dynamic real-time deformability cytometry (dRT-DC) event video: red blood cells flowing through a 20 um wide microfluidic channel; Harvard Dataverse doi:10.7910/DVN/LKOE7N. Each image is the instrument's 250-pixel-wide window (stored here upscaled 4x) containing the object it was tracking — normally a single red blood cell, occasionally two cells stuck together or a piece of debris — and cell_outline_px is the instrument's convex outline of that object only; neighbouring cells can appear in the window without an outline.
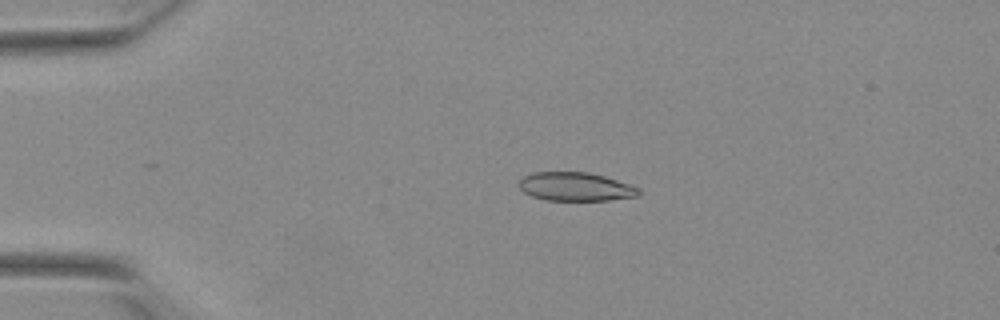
{"species": "Egyptian fruit bat (a non-hibernating species)", "species_latin": "Rousettus aegyptiacus", "temperature_condition": "warm", "stored_images_in_passage": 49, "camera_frame_rate_fps": 3000, "um_per_image_px": 0.085, "animal": {"sex": "female"}, "frame": {"image": 1, "passage_image": 12, "time_ms": 3.667, "image_size_px": [1000, 320], "cell_outline_px": [[640, 196], [608, 200], [544, 200], [532, 196], [524, 192], [520, 188], [520, 180], [524, 176], [532, 172], [588, 172], [604, 176], [640, 188]], "centroid_in_image_um": [48.93, 15.87], "position_along_channel_um": 36.1, "area_um2": 19.88}}
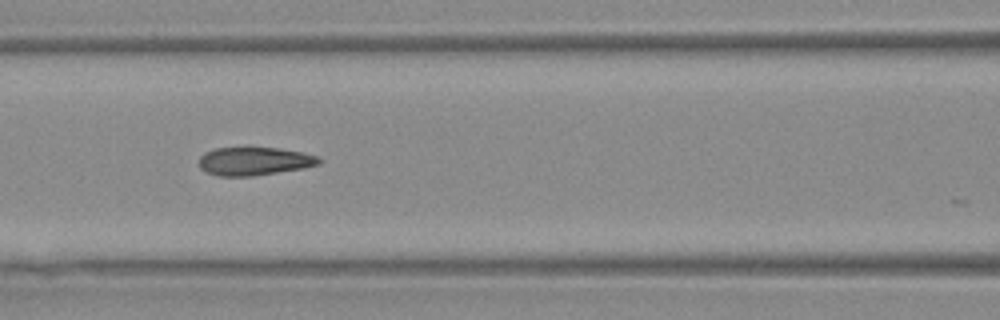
{"frame": {"image": 2, "passage_image": 24, "time_ms": 7.667, "image_size_px": [1000, 320], "cell_outline_px": [[320, 164], [304, 168], [252, 176], [216, 176], [204, 172], [200, 168], [200, 156], [204, 152], [216, 148], [244, 144], [280, 148], [304, 152], [320, 156]], "centroid_in_image_um": [21.59, 13.65], "position_along_channel_um": 145.0, "area_um2": 20.81}}
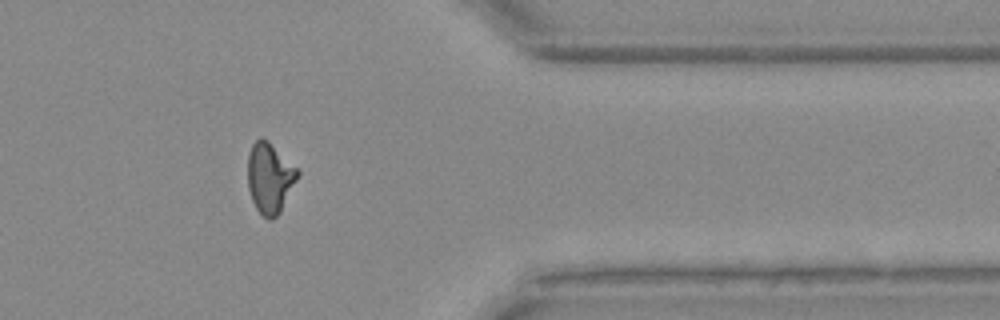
{"frame": {"image": 3, "passage_image": 44, "time_ms": 14.333, "image_size_px": [1000, 320], "cell_outline_px": [[300, 176], [280, 212], [272, 220], [268, 220], [256, 208], [252, 200], [248, 188], [248, 156], [252, 144], [260, 136], [268, 140], [300, 172]], "centroid_in_image_um": [22.93, 15.12], "position_along_channel_um": 388.5, "area_um2": 20.46}, "authors_computed_cell_mechanics": {"area_um2": 20.2878, "velocity_mm_per_s": 3.8875, "shape_relaxation_time_tau1_ms": null, "shape_relaxation_time_tau2_ms": 1.9161, "deformation_change_tau1": null, "deformation_change_tau2": 0.0675}}